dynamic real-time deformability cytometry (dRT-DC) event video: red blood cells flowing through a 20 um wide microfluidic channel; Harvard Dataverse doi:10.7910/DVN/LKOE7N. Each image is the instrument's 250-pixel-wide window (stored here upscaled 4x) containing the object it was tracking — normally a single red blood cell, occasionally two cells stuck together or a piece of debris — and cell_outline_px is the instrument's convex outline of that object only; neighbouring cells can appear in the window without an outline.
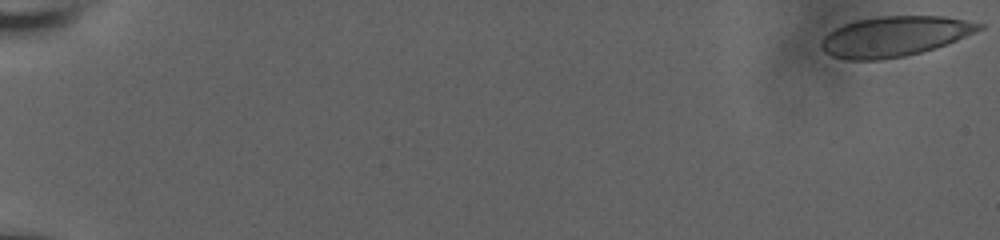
{"species": "human", "species_latin": "Homo sapiens", "temperature_condition": "room temperature", "stored_images_in_passage": 14, "camera_frame_rate_fps": 3000, "um_per_image_px": 0.085, "donor": {"sex": "male"}, "frame": {"image": 1, "passage_image": 1, "time_ms": 0.0, "image_size_px": [1000, 240], "cell_outline_px": [[984, 28], [956, 40], [936, 48], [904, 56], [880, 60], [848, 60], [832, 56], [824, 52], [820, 48], [820, 40], [828, 32], [844, 24], [856, 20], [880, 16], [944, 16], [984, 24]], "centroid_in_image_um": [75.99, 3.09], "position_along_channel_um": 9.0, "area_um2": 36.93}}